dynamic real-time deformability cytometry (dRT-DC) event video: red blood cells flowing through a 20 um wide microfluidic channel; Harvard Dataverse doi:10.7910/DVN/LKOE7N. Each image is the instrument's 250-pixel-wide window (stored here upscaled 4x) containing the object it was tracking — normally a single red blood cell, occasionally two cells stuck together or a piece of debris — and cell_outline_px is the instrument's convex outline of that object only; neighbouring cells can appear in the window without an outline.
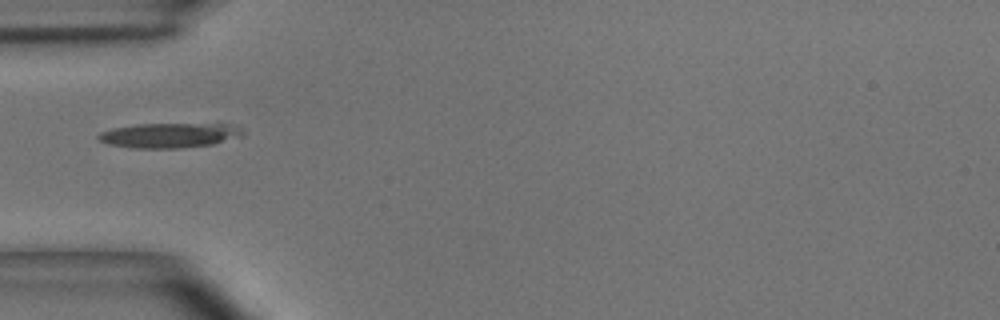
{"species": "common noctule bat (a hibernating species)", "species_latin": "Nyctalus noctula", "temperature_condition": "room temperature", "stored_images_in_passage": 3, "camera_frame_rate_fps": 3000, "um_per_image_px": 0.085, "animal": {"sex": "male", "body_mass_g": 15.6}, "frame": {"image": 1, "passage_image": 1, "time_ms": 0.0, "image_size_px": [1000, 320], "cell_outline_px": [[244, 136], [212, 144], [180, 148], [132, 148], [108, 144], [100, 140], [96, 136], [100, 132], [112, 128], [136, 124], [220, 120], [240, 128], [244, 132]], "centroid_in_image_um": [14.53, 11.44], "position_along_channel_um": 70.5, "area_um2": 22.25}}